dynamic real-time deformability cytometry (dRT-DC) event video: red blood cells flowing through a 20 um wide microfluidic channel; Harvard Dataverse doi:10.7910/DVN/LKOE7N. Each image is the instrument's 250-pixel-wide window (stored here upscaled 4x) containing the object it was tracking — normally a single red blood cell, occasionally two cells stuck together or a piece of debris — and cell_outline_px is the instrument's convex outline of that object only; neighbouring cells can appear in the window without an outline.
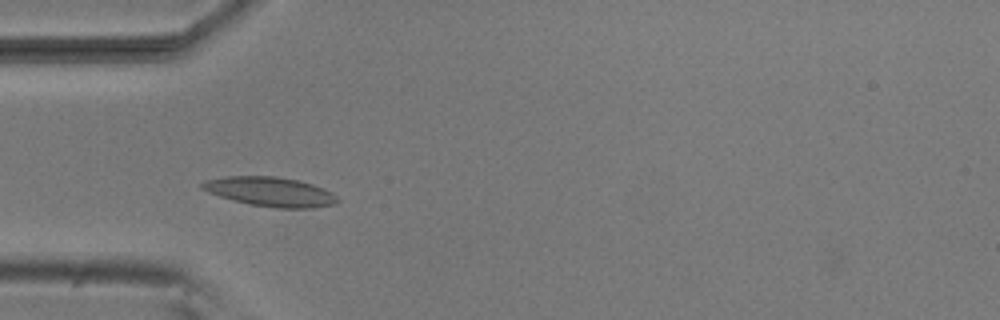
{"species": "common noctule bat (a hibernating species)", "species_latin": "Nyctalus noctula", "temperature_condition": "room temperature", "stored_images_in_passage": 28, "camera_frame_rate_fps": 3000, "um_per_image_px": 0.085, "animal": {"sex": "male", "body_mass_g": 20.5, "forearm_length_mm": 52.5}, "frame": {"image": 1, "passage_image": 3, "time_ms": 0.667, "image_size_px": [1000, 320], "cell_outline_px": [[340, 200], [332, 204], [312, 208], [276, 208], [252, 204], [232, 200], [208, 192], [200, 188], [200, 184], [204, 180], [224, 176], [276, 176], [300, 180], [324, 188], [332, 192]], "centroid_in_image_um": [22.96, 16.28], "position_along_channel_um": 62.0, "area_um2": 23.24}}
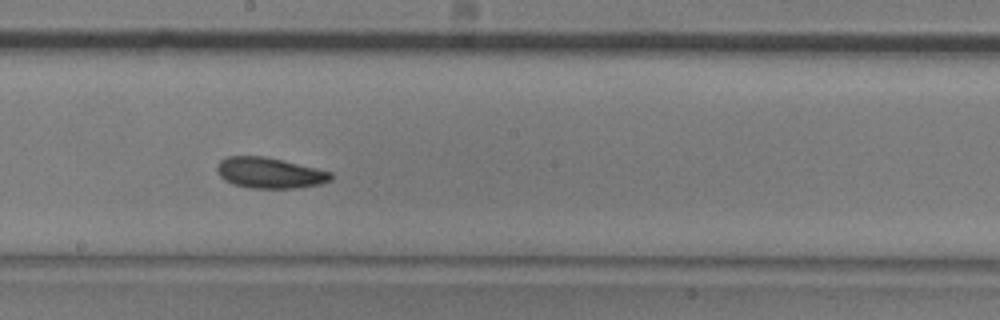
{"frame": {"image": 2, "passage_image": 16, "time_ms": 5.0, "image_size_px": [1000, 320], "cell_outline_px": [[332, 180], [320, 184], [296, 188], [248, 188], [232, 184], [224, 180], [216, 172], [216, 164], [220, 160], [228, 156], [264, 156], [316, 168], [332, 172]], "centroid_in_image_um": [22.88, 14.7], "position_along_channel_um": 225.3, "area_um2": 20.52}}
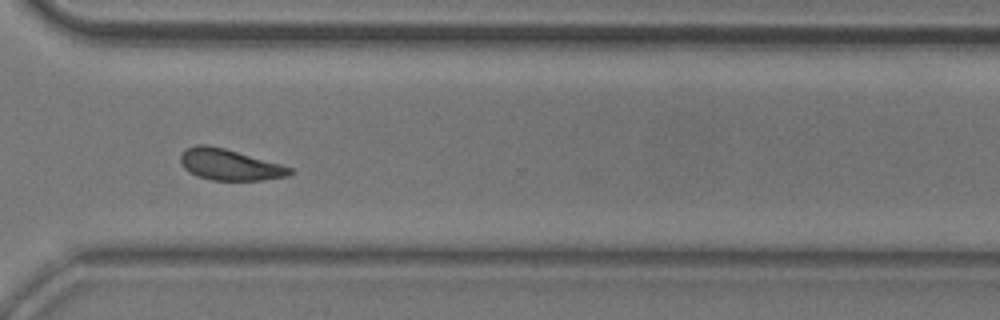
{"frame": {"image": 3, "passage_image": 26, "time_ms": 8.333, "image_size_px": [1000, 320], "cell_outline_px": [[292, 172], [288, 176], [260, 180], [212, 180], [196, 176], [188, 172], [184, 168], [180, 160], [180, 156], [184, 148], [196, 144], [204, 144], [224, 148], [280, 164], [292, 168]], "centroid_in_image_um": [19.45, 13.99], "position_along_channel_um": 351.1, "area_um2": 19.77}, "authors_computed_cell_mechanics": {"area_um2": 20.4034, "velocity_mm_per_s": 3.7788, "shape_relaxation_time_tau1_ms": 5.0318, "shape_relaxation_time_tau2_ms": 11.3603, "deformation_change_tau1": 0.1144, "deformation_change_tau2": 0.2065}}